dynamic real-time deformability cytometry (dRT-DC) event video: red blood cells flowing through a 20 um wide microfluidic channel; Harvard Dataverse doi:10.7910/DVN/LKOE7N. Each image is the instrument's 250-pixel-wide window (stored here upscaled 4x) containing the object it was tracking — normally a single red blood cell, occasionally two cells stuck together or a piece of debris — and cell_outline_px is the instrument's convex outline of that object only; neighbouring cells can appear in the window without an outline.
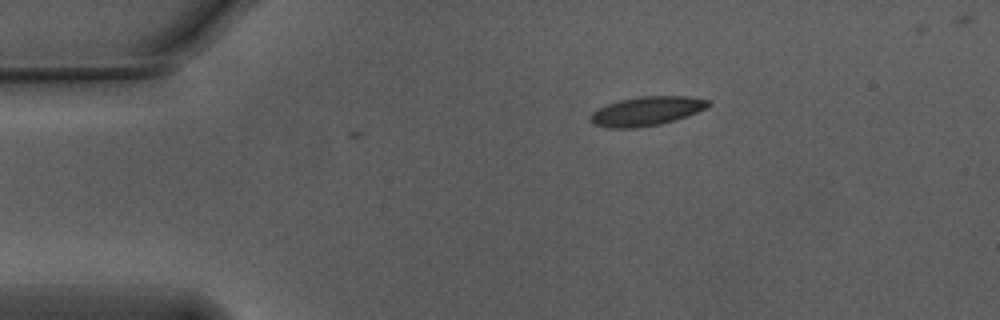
{"species": "Egyptian fruit bat (a non-hibernating species)", "species_latin": "Rousettus aegyptiacus", "temperature_condition": "warm", "stored_images_in_passage": 6, "camera_frame_rate_fps": 3000, "um_per_image_px": 0.085, "animal": {"sex": "male"}, "frame": {"image": 1, "passage_image": 1, "time_ms": 0.0, "image_size_px": [1000, 320], "cell_outline_px": [[712, 104], [688, 116], [660, 124], [636, 128], [604, 128], [592, 124], [588, 120], [592, 112], [608, 104], [620, 100], [640, 96], [688, 96], [712, 100]], "centroid_in_image_um": [54.95, 9.45], "position_along_channel_um": 30.1, "area_um2": 20.11}}